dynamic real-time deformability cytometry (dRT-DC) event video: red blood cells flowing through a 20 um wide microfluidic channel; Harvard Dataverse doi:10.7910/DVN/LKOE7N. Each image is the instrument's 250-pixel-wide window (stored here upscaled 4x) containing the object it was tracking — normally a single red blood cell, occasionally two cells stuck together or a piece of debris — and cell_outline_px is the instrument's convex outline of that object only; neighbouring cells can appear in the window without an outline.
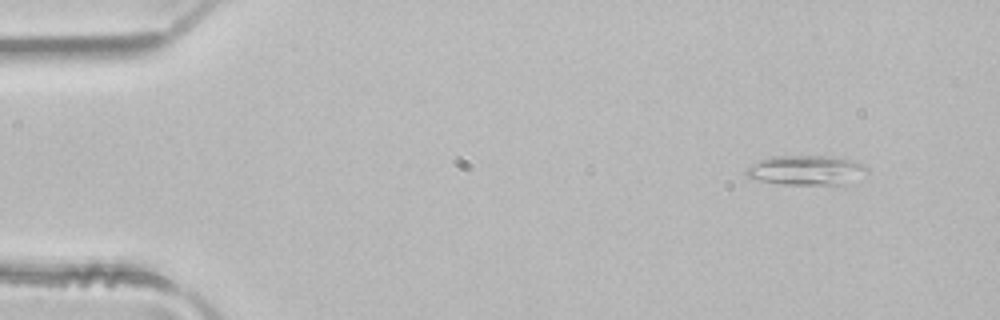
{"species": "common noctule bat (a hibernating species)", "species_latin": "Nyctalus noctula", "temperature_condition": "room temperature", "stored_images_in_passage": 3, "camera_frame_rate_fps": 3000, "um_per_image_px": 0.085, "animal": {"sex": "male", "body_mass_g": 21.5, "forearm_length_mm": 52.0}, "frame": {"image": 1, "passage_image": 1, "time_ms": 0.0, "image_size_px": [1000, 320], "cell_outline_px": [[868, 172], [840, 184], [784, 184], [756, 180], [748, 176], [744, 172], [748, 168], [760, 160], [772, 156], [824, 156], [848, 160], [860, 164], [868, 168]], "centroid_in_image_um": [68.45, 14.46], "position_along_channel_um": 16.5, "area_um2": 20.11}}